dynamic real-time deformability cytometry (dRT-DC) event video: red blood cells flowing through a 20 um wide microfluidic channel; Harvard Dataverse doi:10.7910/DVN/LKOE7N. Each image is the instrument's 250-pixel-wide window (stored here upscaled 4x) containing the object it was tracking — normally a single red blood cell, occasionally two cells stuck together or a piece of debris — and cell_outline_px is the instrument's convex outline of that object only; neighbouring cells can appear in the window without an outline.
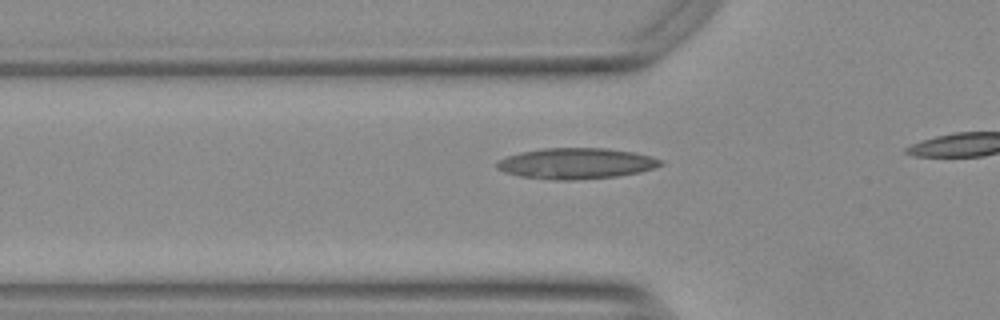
{"species": "Egyptian fruit bat (a non-hibernating species)", "species_latin": "Rousettus aegyptiacus", "temperature_condition": "warm", "stored_images_in_passage": 8, "camera_frame_rate_fps": 3000, "um_per_image_px": 0.085, "animal": {"sex": "female"}, "frame": {"image": 1, "passage_image": 2, "time_ms": 0.333, "image_size_px": [1000, 320], "cell_outline_px": [[664, 164], [640, 172], [616, 176], [568, 180], [564, 180], [520, 176], [504, 172], [496, 168], [496, 164], [500, 160], [508, 156], [520, 152], [544, 148], [604, 148], [632, 152], [664, 160]], "centroid_in_image_um": [48.97, 13.88], "position_along_channel_um": 76.8, "area_um2": 29.02}}
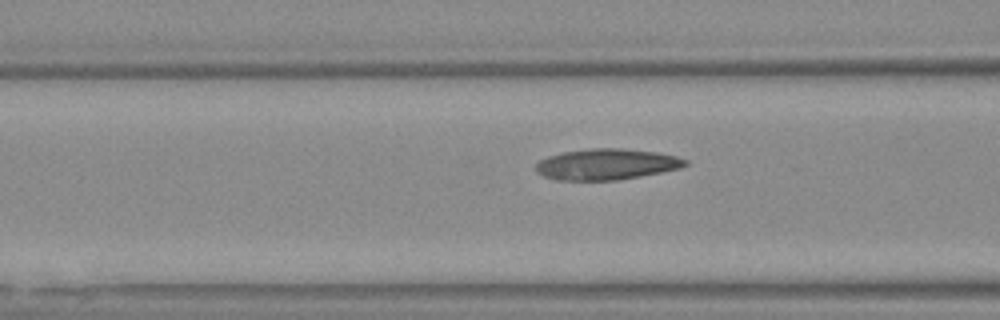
{"frame": {"image": 2, "passage_image": 5, "time_ms": 1.333, "image_size_px": [1000, 320], "cell_outline_px": [[688, 164], [680, 168], [640, 176], [616, 180], [556, 180], [544, 176], [536, 172], [536, 164], [540, 160], [548, 156], [560, 152], [588, 148], [620, 148], [656, 152], [676, 156], [688, 160]], "centroid_in_image_um": [51.53, 13.95], "position_along_channel_um": 115.1, "area_um2": 26.99}}